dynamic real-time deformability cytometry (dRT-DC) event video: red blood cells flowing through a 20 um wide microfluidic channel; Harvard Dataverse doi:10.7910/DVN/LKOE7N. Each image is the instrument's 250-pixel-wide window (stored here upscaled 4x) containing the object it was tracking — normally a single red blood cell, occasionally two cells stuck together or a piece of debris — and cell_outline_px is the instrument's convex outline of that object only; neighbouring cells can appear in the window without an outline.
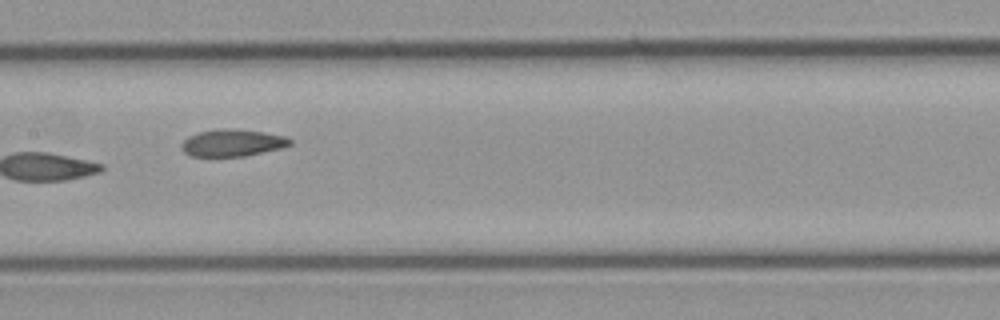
{"species": "common noctule bat (a hibernating species)", "species_latin": "Nyctalus noctula", "temperature_condition": "cold", "stored_images_in_passage": 9, "camera_frame_rate_fps": 3000, "um_per_image_px": 0.085, "animal": {"sex": "male", "body_mass_g": 23.1, "forearm_length_mm": 52.7}, "frame": {"image": 1, "passage_image": 8, "time_ms": 8.333, "image_size_px": [1000, 320], "cell_outline_px": [[292, 144], [280, 148], [244, 156], [192, 156], [184, 152], [180, 148], [180, 144], [188, 136], [200, 132], [224, 128], [232, 128], [264, 132], [284, 136], [292, 140]], "centroid_in_image_um": [19.73, 12.14], "position_along_channel_um": 187.7, "area_um2": 16.99}}